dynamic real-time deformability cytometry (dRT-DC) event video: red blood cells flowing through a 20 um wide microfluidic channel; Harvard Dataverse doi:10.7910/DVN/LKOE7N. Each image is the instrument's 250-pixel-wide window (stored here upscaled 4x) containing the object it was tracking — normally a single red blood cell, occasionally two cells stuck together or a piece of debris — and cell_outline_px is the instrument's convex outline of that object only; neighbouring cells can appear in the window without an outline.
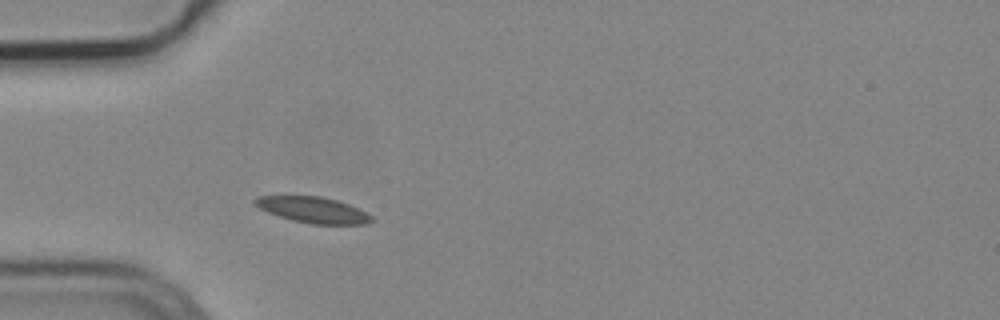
{"species": "common noctule bat (a hibernating species)", "species_latin": "Nyctalus noctula", "temperature_condition": "cold", "stored_images_in_passage": 2, "camera_frame_rate_fps": 3000, "um_per_image_px": 0.085, "animal": {"sex": "male", "body_mass_g": 19.2, "forearm_length_mm": 51.8}, "frame": {"image": 1, "passage_image": 2, "time_ms": 0.333, "image_size_px": [1000, 320], "cell_outline_px": [[372, 220], [368, 224], [312, 224], [292, 220], [268, 212], [260, 208], [252, 200], [256, 196], [320, 196], [336, 200], [348, 204], [372, 216]], "centroid_in_image_um": [26.59, 17.84], "position_along_channel_um": 58.4, "area_um2": 17.34}}